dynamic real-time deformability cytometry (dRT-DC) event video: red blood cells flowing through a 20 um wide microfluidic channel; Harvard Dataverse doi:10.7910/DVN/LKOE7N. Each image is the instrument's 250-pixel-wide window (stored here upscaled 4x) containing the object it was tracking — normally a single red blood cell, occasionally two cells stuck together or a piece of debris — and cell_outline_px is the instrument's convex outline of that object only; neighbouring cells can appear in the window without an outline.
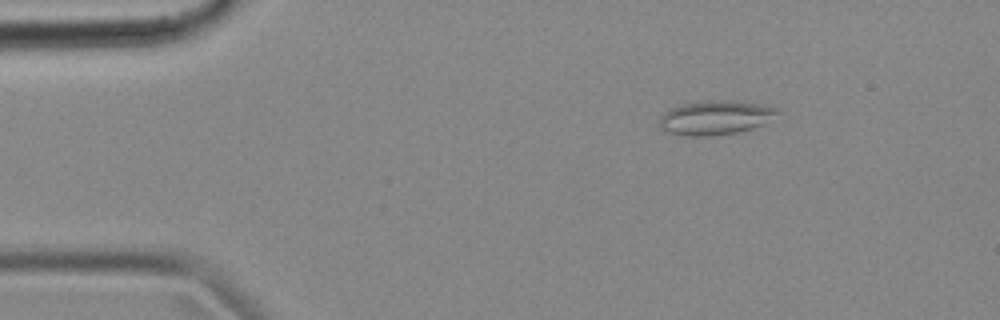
{"species": "common noctule bat (a hibernating species)", "species_latin": "Nyctalus noctula", "temperature_condition": "cold", "stored_images_in_passage": 55, "camera_frame_rate_fps": 3000, "um_per_image_px": 0.085, "animal": {"sex": "female", "body_mass_g": 18.4}, "frame": {"image": 1, "passage_image": 8, "time_ms": 2.333, "image_size_px": [1000, 320], "cell_outline_px": [[780, 112], [764, 124], [752, 128], [736, 132], [708, 136], [688, 136], [672, 132], [660, 128], [660, 116], [664, 112], [680, 104], [708, 100], [732, 100], [764, 104], [776, 108]], "centroid_in_image_um": [60.83, 9.98], "position_along_channel_um": 24.2, "area_um2": 23.41}}
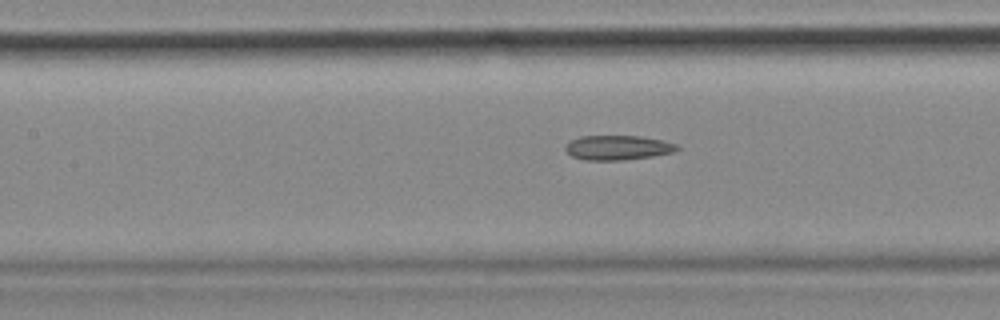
{"frame": {"image": 2, "passage_image": 24, "time_ms": 7.667, "image_size_px": [1000, 320], "cell_outline_px": [[680, 148], [676, 152], [652, 156], [624, 160], [584, 160], [572, 156], [564, 148], [564, 144], [580, 136], [640, 136], [660, 140], [676, 144]], "centroid_in_image_um": [52.5, 12.55], "position_along_channel_um": 154.9, "area_um2": 16.01}}
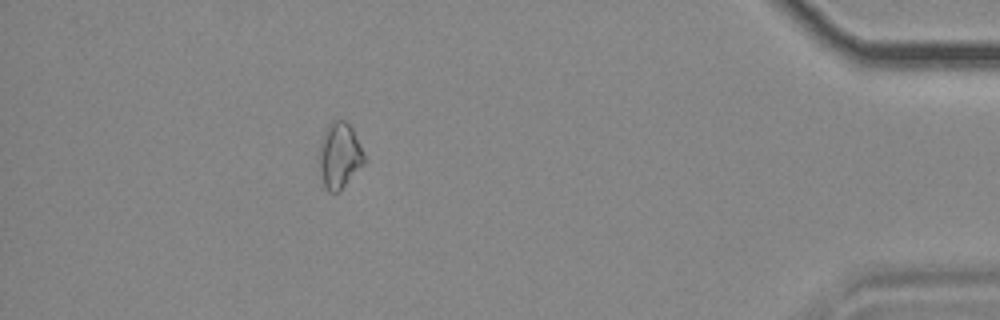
{"frame": {"image": 3, "passage_image": 49, "time_ms": 16.0, "image_size_px": [1000, 320], "cell_outline_px": [[364, 164], [340, 192], [328, 192], [324, 188], [316, 160], [316, 156], [320, 140], [328, 124], [332, 120], [344, 120], [352, 128], [364, 152]], "centroid_in_image_um": [28.8, 13.25], "position_along_channel_um": 406.4, "area_um2": 17.92}}